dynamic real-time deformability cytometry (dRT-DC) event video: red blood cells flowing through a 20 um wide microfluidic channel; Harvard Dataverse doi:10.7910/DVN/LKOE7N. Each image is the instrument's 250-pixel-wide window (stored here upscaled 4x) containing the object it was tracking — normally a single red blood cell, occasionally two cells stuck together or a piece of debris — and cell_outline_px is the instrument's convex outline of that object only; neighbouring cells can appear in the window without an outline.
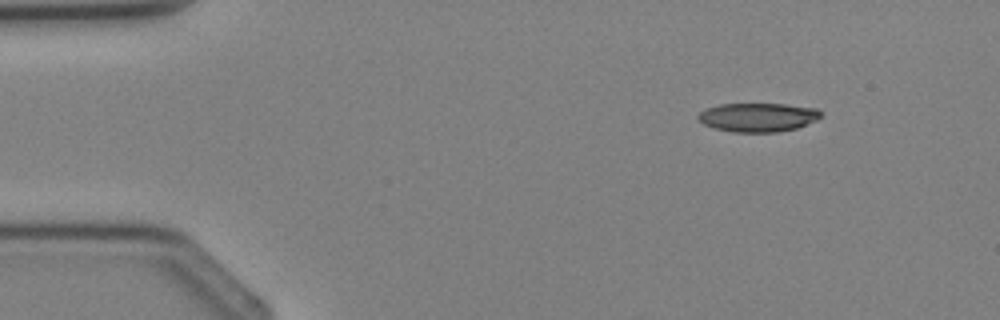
{"species": "Egyptian fruit bat (a non-hibernating species)", "species_latin": "Rousettus aegyptiacus", "temperature_condition": "cold", "stored_images_in_passage": 2, "camera_frame_rate_fps": 3000, "um_per_image_px": 0.085, "animal": {"sex": "female"}, "frame": {"image": 1, "passage_image": 1, "time_ms": 0.0, "image_size_px": [1000, 320], "cell_outline_px": [[820, 116], [816, 120], [796, 128], [776, 132], [732, 132], [712, 128], [704, 124], [696, 116], [704, 108], [720, 104], [784, 104], [816, 108], [820, 112]], "centroid_in_image_um": [64.37, 9.97], "position_along_channel_um": 20.6, "area_um2": 20.58}}